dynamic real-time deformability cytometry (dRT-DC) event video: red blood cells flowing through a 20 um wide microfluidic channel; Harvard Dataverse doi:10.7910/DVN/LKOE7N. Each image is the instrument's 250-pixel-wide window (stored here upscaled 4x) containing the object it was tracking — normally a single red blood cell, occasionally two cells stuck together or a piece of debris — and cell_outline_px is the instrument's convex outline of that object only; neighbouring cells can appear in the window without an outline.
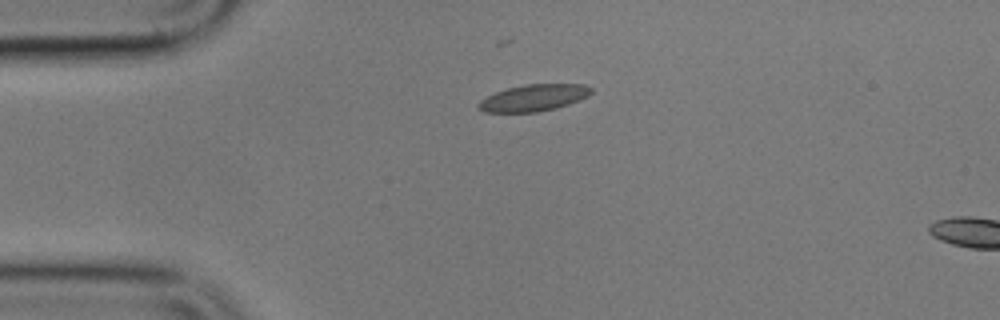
{"species": "common noctule bat (a hibernating species)", "species_latin": "Nyctalus noctula", "temperature_condition": "cold", "stored_images_in_passage": 4, "camera_frame_rate_fps": 3000, "um_per_image_px": 0.085, "animal": {"sex": "male", "body_mass_g": 17.9}, "frame": {"image": 1, "passage_image": 1, "time_ms": 0.0, "image_size_px": [1000, 320], "cell_outline_px": [[592, 92], [588, 96], [580, 100], [556, 108], [536, 112], [484, 112], [476, 108], [476, 104], [480, 100], [496, 92], [508, 88], [524, 84], [584, 84], [592, 88]], "centroid_in_image_um": [45.35, 8.31], "position_along_channel_um": 39.6, "area_um2": 17.57}}